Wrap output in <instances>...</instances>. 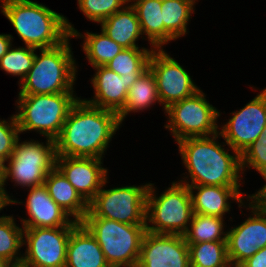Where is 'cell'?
Returning a JSON list of instances; mask_svg holds the SVG:
<instances>
[{"instance_id": "17", "label": "cell", "mask_w": 266, "mask_h": 267, "mask_svg": "<svg viewBox=\"0 0 266 267\" xmlns=\"http://www.w3.org/2000/svg\"><path fill=\"white\" fill-rule=\"evenodd\" d=\"M29 189L26 210L29 218H21L23 228L76 226L79 222L70 216L50 197L47 187L42 184Z\"/></svg>"}, {"instance_id": "22", "label": "cell", "mask_w": 266, "mask_h": 267, "mask_svg": "<svg viewBox=\"0 0 266 267\" xmlns=\"http://www.w3.org/2000/svg\"><path fill=\"white\" fill-rule=\"evenodd\" d=\"M101 30L124 48H136L139 36H142L139 19L135 9L126 5L112 16L101 21Z\"/></svg>"}, {"instance_id": "23", "label": "cell", "mask_w": 266, "mask_h": 267, "mask_svg": "<svg viewBox=\"0 0 266 267\" xmlns=\"http://www.w3.org/2000/svg\"><path fill=\"white\" fill-rule=\"evenodd\" d=\"M69 34L84 39L83 51L92 67L106 66L117 54L125 48L110 39L102 30L101 33L86 32L82 35L67 20Z\"/></svg>"}, {"instance_id": "18", "label": "cell", "mask_w": 266, "mask_h": 267, "mask_svg": "<svg viewBox=\"0 0 266 267\" xmlns=\"http://www.w3.org/2000/svg\"><path fill=\"white\" fill-rule=\"evenodd\" d=\"M95 75L91 79L94 88V97L87 100L88 104L119 113L127 100V92L138 78H125L106 66L93 67Z\"/></svg>"}, {"instance_id": "24", "label": "cell", "mask_w": 266, "mask_h": 267, "mask_svg": "<svg viewBox=\"0 0 266 267\" xmlns=\"http://www.w3.org/2000/svg\"><path fill=\"white\" fill-rule=\"evenodd\" d=\"M156 102L161 105L155 77L148 68L129 88L124 108L118 113L120 123L129 113L146 110Z\"/></svg>"}, {"instance_id": "12", "label": "cell", "mask_w": 266, "mask_h": 267, "mask_svg": "<svg viewBox=\"0 0 266 267\" xmlns=\"http://www.w3.org/2000/svg\"><path fill=\"white\" fill-rule=\"evenodd\" d=\"M231 114L233 116L221 126L219 133L233 153L241 155L266 127V88Z\"/></svg>"}, {"instance_id": "27", "label": "cell", "mask_w": 266, "mask_h": 267, "mask_svg": "<svg viewBox=\"0 0 266 267\" xmlns=\"http://www.w3.org/2000/svg\"><path fill=\"white\" fill-rule=\"evenodd\" d=\"M224 218L193 213L191 222L183 234L186 243L227 241Z\"/></svg>"}, {"instance_id": "26", "label": "cell", "mask_w": 266, "mask_h": 267, "mask_svg": "<svg viewBox=\"0 0 266 267\" xmlns=\"http://www.w3.org/2000/svg\"><path fill=\"white\" fill-rule=\"evenodd\" d=\"M161 5L162 0H139L131 5L139 19L142 35H146L150 46L154 49L164 47Z\"/></svg>"}, {"instance_id": "1", "label": "cell", "mask_w": 266, "mask_h": 267, "mask_svg": "<svg viewBox=\"0 0 266 267\" xmlns=\"http://www.w3.org/2000/svg\"><path fill=\"white\" fill-rule=\"evenodd\" d=\"M120 126L117 113L92 106L79 98L55 139L56 156L102 159Z\"/></svg>"}, {"instance_id": "33", "label": "cell", "mask_w": 266, "mask_h": 267, "mask_svg": "<svg viewBox=\"0 0 266 267\" xmlns=\"http://www.w3.org/2000/svg\"><path fill=\"white\" fill-rule=\"evenodd\" d=\"M240 157L242 174L246 168H254L262 177L266 174V127Z\"/></svg>"}, {"instance_id": "14", "label": "cell", "mask_w": 266, "mask_h": 267, "mask_svg": "<svg viewBox=\"0 0 266 267\" xmlns=\"http://www.w3.org/2000/svg\"><path fill=\"white\" fill-rule=\"evenodd\" d=\"M246 200L249 201L247 209L253 214L227 231V256L231 267H239L266 246V210L252 201L250 195Z\"/></svg>"}, {"instance_id": "13", "label": "cell", "mask_w": 266, "mask_h": 267, "mask_svg": "<svg viewBox=\"0 0 266 267\" xmlns=\"http://www.w3.org/2000/svg\"><path fill=\"white\" fill-rule=\"evenodd\" d=\"M148 68L155 77L164 111L172 103L188 98L200 90L193 82L192 76L163 48L152 51Z\"/></svg>"}, {"instance_id": "7", "label": "cell", "mask_w": 266, "mask_h": 267, "mask_svg": "<svg viewBox=\"0 0 266 267\" xmlns=\"http://www.w3.org/2000/svg\"><path fill=\"white\" fill-rule=\"evenodd\" d=\"M155 189L150 183L146 198V231L183 235L193 215L189 187L172 182L160 196H156Z\"/></svg>"}, {"instance_id": "6", "label": "cell", "mask_w": 266, "mask_h": 267, "mask_svg": "<svg viewBox=\"0 0 266 267\" xmlns=\"http://www.w3.org/2000/svg\"><path fill=\"white\" fill-rule=\"evenodd\" d=\"M81 223L98 242L110 267H136L146 225L125 224L102 217H84Z\"/></svg>"}, {"instance_id": "39", "label": "cell", "mask_w": 266, "mask_h": 267, "mask_svg": "<svg viewBox=\"0 0 266 267\" xmlns=\"http://www.w3.org/2000/svg\"><path fill=\"white\" fill-rule=\"evenodd\" d=\"M9 205V202L5 199L4 191H0V211Z\"/></svg>"}, {"instance_id": "5", "label": "cell", "mask_w": 266, "mask_h": 267, "mask_svg": "<svg viewBox=\"0 0 266 267\" xmlns=\"http://www.w3.org/2000/svg\"><path fill=\"white\" fill-rule=\"evenodd\" d=\"M73 93L18 95L16 108L19 111L14 115L20 134L33 130L55 140L70 109L79 99Z\"/></svg>"}, {"instance_id": "15", "label": "cell", "mask_w": 266, "mask_h": 267, "mask_svg": "<svg viewBox=\"0 0 266 267\" xmlns=\"http://www.w3.org/2000/svg\"><path fill=\"white\" fill-rule=\"evenodd\" d=\"M136 267H190L188 244L183 235L146 231Z\"/></svg>"}, {"instance_id": "36", "label": "cell", "mask_w": 266, "mask_h": 267, "mask_svg": "<svg viewBox=\"0 0 266 267\" xmlns=\"http://www.w3.org/2000/svg\"><path fill=\"white\" fill-rule=\"evenodd\" d=\"M266 181V174L263 176ZM250 199L254 201L259 207L266 210V184L263 185L255 194L250 195Z\"/></svg>"}, {"instance_id": "10", "label": "cell", "mask_w": 266, "mask_h": 267, "mask_svg": "<svg viewBox=\"0 0 266 267\" xmlns=\"http://www.w3.org/2000/svg\"><path fill=\"white\" fill-rule=\"evenodd\" d=\"M202 90L166 108L168 129L175 141L188 137L211 136L219 132L220 112L207 101Z\"/></svg>"}, {"instance_id": "35", "label": "cell", "mask_w": 266, "mask_h": 267, "mask_svg": "<svg viewBox=\"0 0 266 267\" xmlns=\"http://www.w3.org/2000/svg\"><path fill=\"white\" fill-rule=\"evenodd\" d=\"M239 267H266V246L259 249L252 257L244 261Z\"/></svg>"}, {"instance_id": "32", "label": "cell", "mask_w": 266, "mask_h": 267, "mask_svg": "<svg viewBox=\"0 0 266 267\" xmlns=\"http://www.w3.org/2000/svg\"><path fill=\"white\" fill-rule=\"evenodd\" d=\"M78 8L89 21L100 23L125 7V0H77Z\"/></svg>"}, {"instance_id": "40", "label": "cell", "mask_w": 266, "mask_h": 267, "mask_svg": "<svg viewBox=\"0 0 266 267\" xmlns=\"http://www.w3.org/2000/svg\"><path fill=\"white\" fill-rule=\"evenodd\" d=\"M0 267H14V266L7 260L0 258Z\"/></svg>"}, {"instance_id": "34", "label": "cell", "mask_w": 266, "mask_h": 267, "mask_svg": "<svg viewBox=\"0 0 266 267\" xmlns=\"http://www.w3.org/2000/svg\"><path fill=\"white\" fill-rule=\"evenodd\" d=\"M9 120H0V162L2 164L10 158L17 140L20 139L15 115L13 114Z\"/></svg>"}, {"instance_id": "30", "label": "cell", "mask_w": 266, "mask_h": 267, "mask_svg": "<svg viewBox=\"0 0 266 267\" xmlns=\"http://www.w3.org/2000/svg\"><path fill=\"white\" fill-rule=\"evenodd\" d=\"M14 219L10 215L0 216V258L7 260L14 267H20L23 255L19 251L24 245V228L18 227Z\"/></svg>"}, {"instance_id": "29", "label": "cell", "mask_w": 266, "mask_h": 267, "mask_svg": "<svg viewBox=\"0 0 266 267\" xmlns=\"http://www.w3.org/2000/svg\"><path fill=\"white\" fill-rule=\"evenodd\" d=\"M190 267H231L227 241L187 243Z\"/></svg>"}, {"instance_id": "37", "label": "cell", "mask_w": 266, "mask_h": 267, "mask_svg": "<svg viewBox=\"0 0 266 267\" xmlns=\"http://www.w3.org/2000/svg\"><path fill=\"white\" fill-rule=\"evenodd\" d=\"M12 39L10 34H0V60L12 46Z\"/></svg>"}, {"instance_id": "16", "label": "cell", "mask_w": 266, "mask_h": 267, "mask_svg": "<svg viewBox=\"0 0 266 267\" xmlns=\"http://www.w3.org/2000/svg\"><path fill=\"white\" fill-rule=\"evenodd\" d=\"M102 161L94 157L56 156V167L89 204L108 178Z\"/></svg>"}, {"instance_id": "31", "label": "cell", "mask_w": 266, "mask_h": 267, "mask_svg": "<svg viewBox=\"0 0 266 267\" xmlns=\"http://www.w3.org/2000/svg\"><path fill=\"white\" fill-rule=\"evenodd\" d=\"M36 48L25 46L10 47L0 60V68L13 76H20L19 84L24 80L33 66Z\"/></svg>"}, {"instance_id": "41", "label": "cell", "mask_w": 266, "mask_h": 267, "mask_svg": "<svg viewBox=\"0 0 266 267\" xmlns=\"http://www.w3.org/2000/svg\"><path fill=\"white\" fill-rule=\"evenodd\" d=\"M137 1H139V0H125V2H126V5H132L133 4V2L135 3V2H137ZM129 2H132L131 4H129Z\"/></svg>"}, {"instance_id": "38", "label": "cell", "mask_w": 266, "mask_h": 267, "mask_svg": "<svg viewBox=\"0 0 266 267\" xmlns=\"http://www.w3.org/2000/svg\"><path fill=\"white\" fill-rule=\"evenodd\" d=\"M2 163L0 162V191H4L5 194V199L9 202L10 204H15V203H23V202H18V200L16 201L15 199H11V196H9V194H7V191L5 190V186H3V172H2Z\"/></svg>"}, {"instance_id": "19", "label": "cell", "mask_w": 266, "mask_h": 267, "mask_svg": "<svg viewBox=\"0 0 266 267\" xmlns=\"http://www.w3.org/2000/svg\"><path fill=\"white\" fill-rule=\"evenodd\" d=\"M188 187L193 213L223 218L231 208L229 199L239 203V208L242 206L246 208L243 203L244 194L239 190L240 186L192 185ZM194 190H197L196 194Z\"/></svg>"}, {"instance_id": "20", "label": "cell", "mask_w": 266, "mask_h": 267, "mask_svg": "<svg viewBox=\"0 0 266 267\" xmlns=\"http://www.w3.org/2000/svg\"><path fill=\"white\" fill-rule=\"evenodd\" d=\"M65 267H110L98 242L81 222L67 242Z\"/></svg>"}, {"instance_id": "2", "label": "cell", "mask_w": 266, "mask_h": 267, "mask_svg": "<svg viewBox=\"0 0 266 267\" xmlns=\"http://www.w3.org/2000/svg\"><path fill=\"white\" fill-rule=\"evenodd\" d=\"M220 133L211 136L188 137L176 142L188 175L178 182L187 185L241 186V157L229 154L217 140ZM217 139V140H216ZM190 177V181L188 178ZM188 180V181H187Z\"/></svg>"}, {"instance_id": "4", "label": "cell", "mask_w": 266, "mask_h": 267, "mask_svg": "<svg viewBox=\"0 0 266 267\" xmlns=\"http://www.w3.org/2000/svg\"><path fill=\"white\" fill-rule=\"evenodd\" d=\"M71 37L55 47L39 49L40 55L35 54L32 68L19 84L18 95L75 92L78 68L69 45Z\"/></svg>"}, {"instance_id": "21", "label": "cell", "mask_w": 266, "mask_h": 267, "mask_svg": "<svg viewBox=\"0 0 266 267\" xmlns=\"http://www.w3.org/2000/svg\"><path fill=\"white\" fill-rule=\"evenodd\" d=\"M50 197L77 222H81L89 210V204L75 190L63 173L55 166L45 179Z\"/></svg>"}, {"instance_id": "25", "label": "cell", "mask_w": 266, "mask_h": 267, "mask_svg": "<svg viewBox=\"0 0 266 267\" xmlns=\"http://www.w3.org/2000/svg\"><path fill=\"white\" fill-rule=\"evenodd\" d=\"M196 3L191 0H162V21L164 23V45L187 33V24Z\"/></svg>"}, {"instance_id": "8", "label": "cell", "mask_w": 266, "mask_h": 267, "mask_svg": "<svg viewBox=\"0 0 266 267\" xmlns=\"http://www.w3.org/2000/svg\"><path fill=\"white\" fill-rule=\"evenodd\" d=\"M2 165L3 186L8 178L16 185L35 187L45 183L47 174L56 166L55 140L46 138V144L34 139L15 144L10 158Z\"/></svg>"}, {"instance_id": "3", "label": "cell", "mask_w": 266, "mask_h": 267, "mask_svg": "<svg viewBox=\"0 0 266 267\" xmlns=\"http://www.w3.org/2000/svg\"><path fill=\"white\" fill-rule=\"evenodd\" d=\"M1 12L10 21L25 46L51 48L69 36L67 18L30 0H0Z\"/></svg>"}, {"instance_id": "9", "label": "cell", "mask_w": 266, "mask_h": 267, "mask_svg": "<svg viewBox=\"0 0 266 267\" xmlns=\"http://www.w3.org/2000/svg\"><path fill=\"white\" fill-rule=\"evenodd\" d=\"M89 203L85 217H102L125 224L146 225V198L150 183L103 189Z\"/></svg>"}, {"instance_id": "11", "label": "cell", "mask_w": 266, "mask_h": 267, "mask_svg": "<svg viewBox=\"0 0 266 267\" xmlns=\"http://www.w3.org/2000/svg\"><path fill=\"white\" fill-rule=\"evenodd\" d=\"M74 227L24 228L26 251L20 267H65L67 242Z\"/></svg>"}, {"instance_id": "28", "label": "cell", "mask_w": 266, "mask_h": 267, "mask_svg": "<svg viewBox=\"0 0 266 267\" xmlns=\"http://www.w3.org/2000/svg\"><path fill=\"white\" fill-rule=\"evenodd\" d=\"M154 48H125L106 67L125 78H139L149 67V59Z\"/></svg>"}]
</instances>
